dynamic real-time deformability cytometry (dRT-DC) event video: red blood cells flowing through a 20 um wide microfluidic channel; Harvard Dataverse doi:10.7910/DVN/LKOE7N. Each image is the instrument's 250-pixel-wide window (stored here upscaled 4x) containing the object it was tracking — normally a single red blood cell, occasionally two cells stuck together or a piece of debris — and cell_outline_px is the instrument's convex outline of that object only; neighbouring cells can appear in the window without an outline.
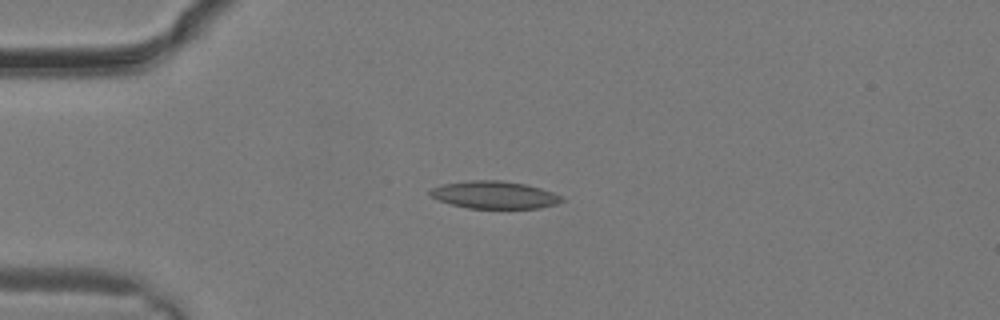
{"species": "common noctule bat (a hibernating species)", "species_latin": "Nyctalus noctula", "temperature_condition": "warm", "stored_images_in_passage": 8, "camera_frame_rate_fps": 3000, "um_per_image_px": 0.085, "animal": {"sex": "male", "body_mass_g": 19.2, "forearm_length_mm": 51.8}, "frame": {"image": 1, "passage_image": 1, "time_ms": 0.0, "image_size_px": [1000, 320], "cell_outline_px": [[564, 200], [556, 204], [540, 208], [468, 208], [452, 204], [440, 200], [432, 196], [428, 192], [432, 188], [444, 184], [468, 180], [500, 180], [528, 184], [564, 196]], "centroid_in_image_um": [42.07, 16.56], "position_along_channel_um": 42.9, "area_um2": 21.04}}
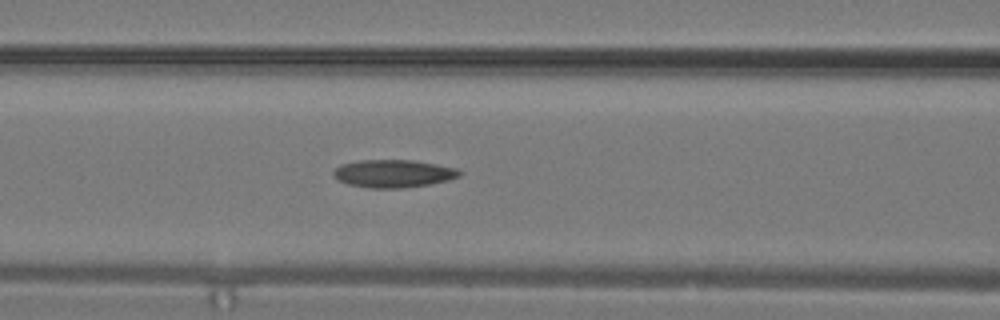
{"frame": {"image": 2, "passage_image": 6, "time_ms": 1.667, "image_size_px": [1000, 320], "cell_outline_px": [[464, 172], [460, 176], [448, 180], [428, 184], [400, 188], [372, 188], [348, 184], [332, 176], [332, 172], [340, 164], [360, 160], [412, 160], [436, 164], [456, 168]], "centroid_in_image_um": [33.43, 14.74], "position_along_channel_um": 133.2, "area_um2": 20.35}}
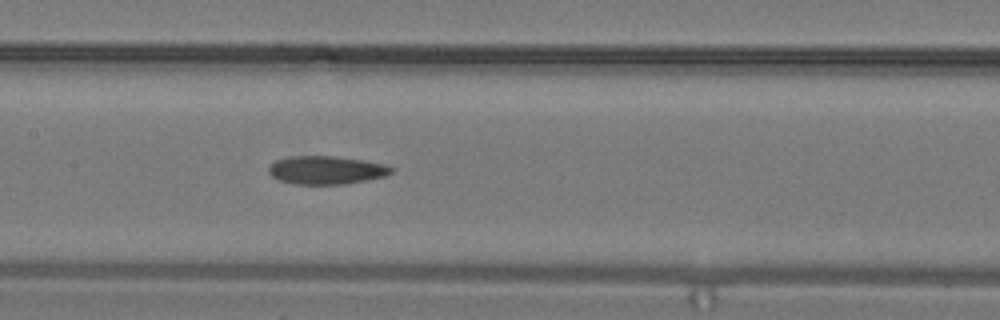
{"frame": {"image": 3, "passage_image": 8, "time_ms": 2.333, "image_size_px": [1000, 320], "cell_outline_px": [[396, 168], [392, 172], [384, 176], [344, 184], [296, 184], [280, 180], [272, 176], [268, 172], [268, 168], [276, 160], [288, 156], [332, 156], [364, 160], [384, 164]], "centroid_in_image_um": [27.73, 14.45], "position_along_channel_um": 179.7, "area_um2": 20.06}}